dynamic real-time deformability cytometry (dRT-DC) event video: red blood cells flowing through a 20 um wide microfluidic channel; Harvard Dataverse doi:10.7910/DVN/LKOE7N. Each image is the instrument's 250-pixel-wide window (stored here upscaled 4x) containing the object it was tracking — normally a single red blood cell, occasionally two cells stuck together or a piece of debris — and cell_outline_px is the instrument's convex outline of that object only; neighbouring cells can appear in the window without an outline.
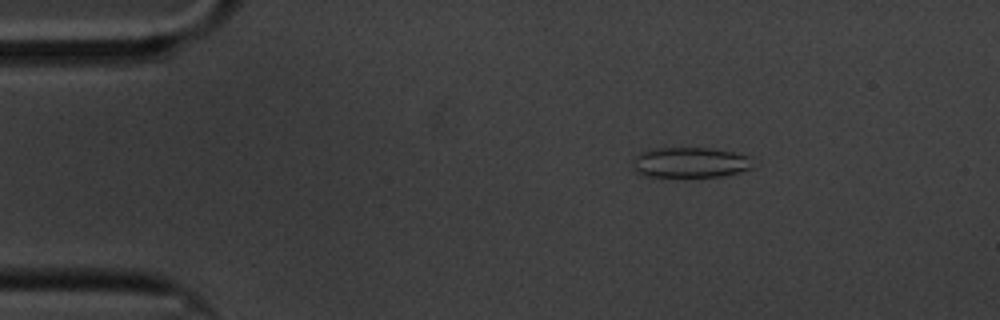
{"species": "common noctule bat (a hibernating species)", "species_latin": "Nyctalus noctula", "temperature_condition": "cold", "stored_images_in_passage": 59, "camera_frame_rate_fps": 3000, "um_per_image_px": 0.085, "animal": {"sex": "male", "body_mass_g": 20.1, "forearm_length_mm": 53.5}, "frame": {"image": 1, "passage_image": 9, "time_ms": 2.667, "image_size_px": [1000, 320], "cell_outline_px": [[752, 168], [740, 172], [724, 176], [648, 176], [636, 172], [632, 168], [636, 156], [640, 152], [648, 148], [712, 148], [732, 152], [748, 156]], "centroid_in_image_um": [58.63, 13.8], "position_along_channel_um": 26.4, "area_um2": 21.1}}
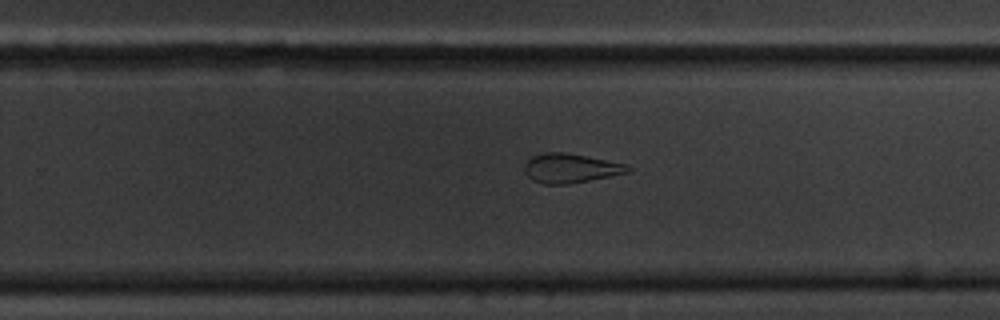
{"frame": {"image": 2, "passage_image": 37, "time_ms": 12.0, "image_size_px": [1000, 320], "cell_outline_px": [[632, 168], [628, 172], [568, 184], [544, 184], [532, 180], [524, 172], [524, 164], [532, 156], [544, 152], [564, 152], [628, 164]], "centroid_in_image_um": [48.46, 14.29], "position_along_channel_um": 281.3, "area_um2": 17.51}}
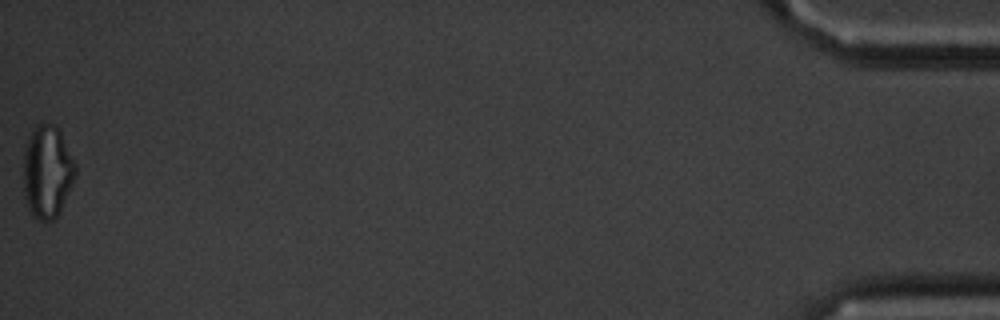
{"frame": {"image": 3, "passage_image": 59, "time_ms": 19.333, "image_size_px": [1000, 320], "cell_outline_px": [[76, 176], [60, 212], [52, 220], [36, 220], [32, 216], [28, 208], [24, 196], [24, 148], [32, 128], [36, 124], [52, 124], [60, 128], [76, 164]], "centroid_in_image_um": [4.02, 14.58], "position_along_channel_um": 431.2, "area_um2": 28.5}, "authors_computed_cell_mechanics": {"area_um2": 20.519, "velocity_mm_per_s": 3.3648, "shape_relaxation_time_tau1_ms": 9.1859, "shape_relaxation_time_tau2_ms": 2.5399, "deformation_change_tau1": 0.1916, "deformation_change_tau2": 0.1118}}